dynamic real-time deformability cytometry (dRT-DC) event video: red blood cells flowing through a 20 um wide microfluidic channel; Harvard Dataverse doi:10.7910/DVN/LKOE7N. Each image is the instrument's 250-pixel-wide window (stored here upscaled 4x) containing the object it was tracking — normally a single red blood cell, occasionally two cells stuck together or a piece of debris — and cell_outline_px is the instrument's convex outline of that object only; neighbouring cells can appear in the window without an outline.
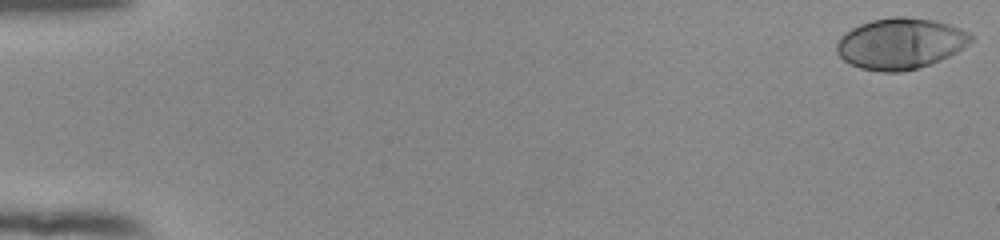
{"species": "human", "species_latin": "Homo sapiens", "temperature_condition": "room temperature", "stored_images_in_passage": 54, "camera_frame_rate_fps": 3000, "um_per_image_px": 0.085, "donor": {"sex": "female"}, "frame": {"image": 1, "passage_image": 1, "time_ms": 0.0, "image_size_px": [1000, 240], "cell_outline_px": [[972, 40], [968, 44], [956, 52], [940, 60], [916, 68], [900, 72], [880, 72], [860, 68], [844, 60], [836, 52], [836, 44], [840, 36], [852, 28], [860, 24], [872, 20], [892, 16], [904, 16], [936, 20], [960, 28], [968, 32], [972, 36]], "centroid_in_image_um": [76.51, 3.69], "position_along_channel_um": 8.5, "area_um2": 39.82}}
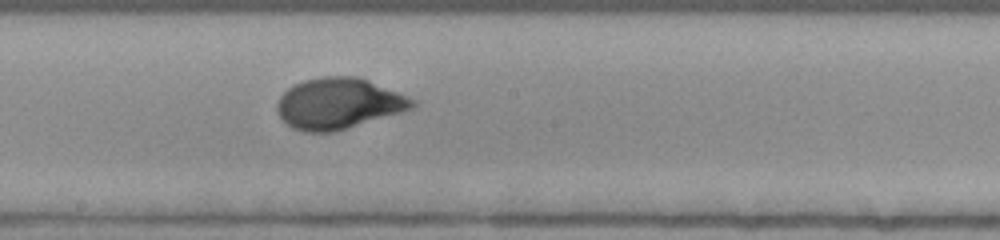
{"frame": {"image": 2, "passage_image": 31, "time_ms": 10.0, "image_size_px": [1000, 240], "cell_outline_px": [[416, 108], [332, 132], [304, 132], [292, 128], [280, 116], [276, 108], [276, 104], [280, 96], [292, 84], [304, 80], [320, 76], [356, 76], [368, 80], [408, 96], [416, 100]], "centroid_in_image_um": [28.78, 8.79], "position_along_channel_um": 219.4, "area_um2": 40.17}}
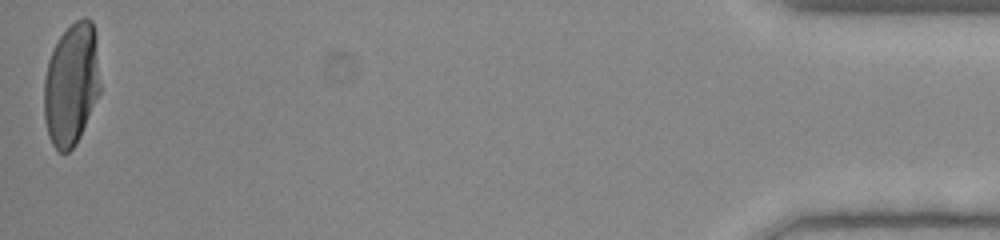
{"frame": {"image": 3, "passage_image": 54, "time_ms": 17.667, "image_size_px": [1000, 240], "cell_outline_px": [[100, 92], [80, 136], [76, 144], [68, 152], [60, 152], [52, 144], [48, 136], [44, 120], [44, 80], [48, 60], [60, 36], [76, 20], [84, 16], [92, 20], [96, 32], [100, 84]], "centroid_in_image_um": [6.07, 7.16], "position_along_channel_um": 429.1, "area_um2": 40.23}, "authors_computed_cell_mechanics": {"area_um2": 39.015, "velocity_mm_per_s": 3.8572, "shape_relaxation_time_tau1_ms": 3.8825, "shape_relaxation_time_tau2_ms": null, "deformation_change_tau1": 0.2113, "deformation_change_tau2": null}}